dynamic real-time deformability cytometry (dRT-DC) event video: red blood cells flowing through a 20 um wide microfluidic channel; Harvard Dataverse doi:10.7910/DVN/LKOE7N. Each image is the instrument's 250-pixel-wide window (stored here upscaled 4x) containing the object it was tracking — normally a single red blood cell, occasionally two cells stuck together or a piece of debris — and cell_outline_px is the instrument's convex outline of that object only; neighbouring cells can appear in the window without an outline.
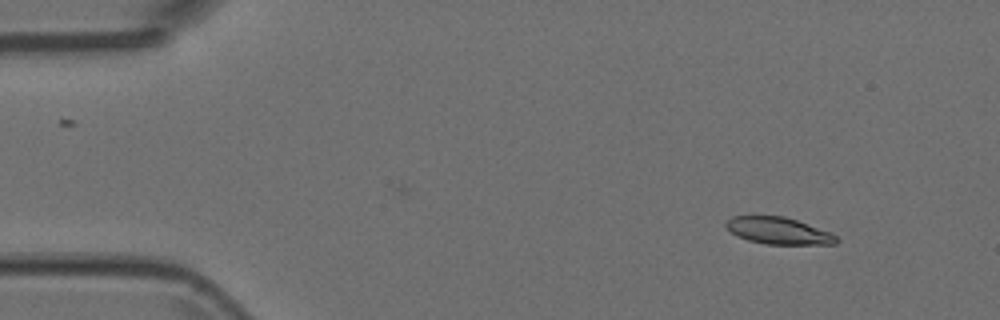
{"species": "Egyptian fruit bat (a non-hibernating species)", "species_latin": "Rousettus aegyptiacus", "temperature_condition": "room temperature", "stored_images_in_passage": 3, "camera_frame_rate_fps": 3000, "um_per_image_px": 0.085, "animal": {"sex": "female"}, "frame": {"image": 1, "passage_image": 1, "time_ms": 0.0, "image_size_px": [1000, 320], "cell_outline_px": [[840, 240], [836, 244], [764, 244], [748, 240], [736, 236], [724, 224], [724, 220], [732, 216], [784, 216], [796, 220], [828, 232], [836, 236]], "centroid_in_image_um": [66.12, 19.61], "position_along_channel_um": 18.9, "area_um2": 17.17}}
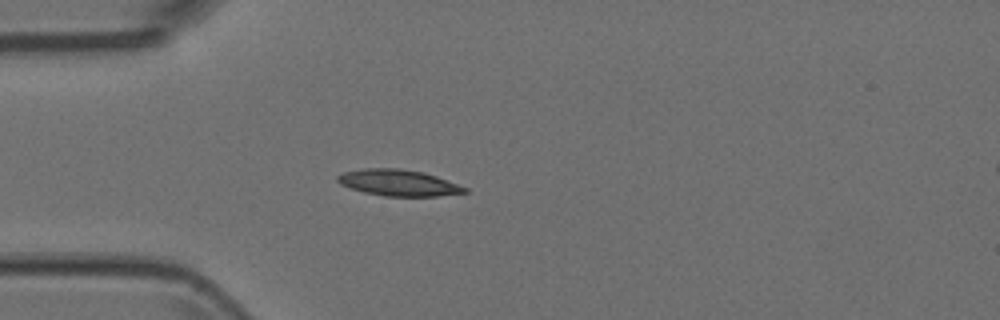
{"frame": {"image": 2, "passage_image": 3, "time_ms": 0.667, "image_size_px": [1000, 320], "cell_outline_px": [[468, 192], [436, 196], [384, 196], [364, 192], [340, 184], [336, 180], [336, 176], [344, 172], [364, 168], [400, 168], [424, 172], [436, 176], [468, 188]], "centroid_in_image_um": [33.86, 15.53], "position_along_channel_um": 51.1, "area_um2": 19.42}}